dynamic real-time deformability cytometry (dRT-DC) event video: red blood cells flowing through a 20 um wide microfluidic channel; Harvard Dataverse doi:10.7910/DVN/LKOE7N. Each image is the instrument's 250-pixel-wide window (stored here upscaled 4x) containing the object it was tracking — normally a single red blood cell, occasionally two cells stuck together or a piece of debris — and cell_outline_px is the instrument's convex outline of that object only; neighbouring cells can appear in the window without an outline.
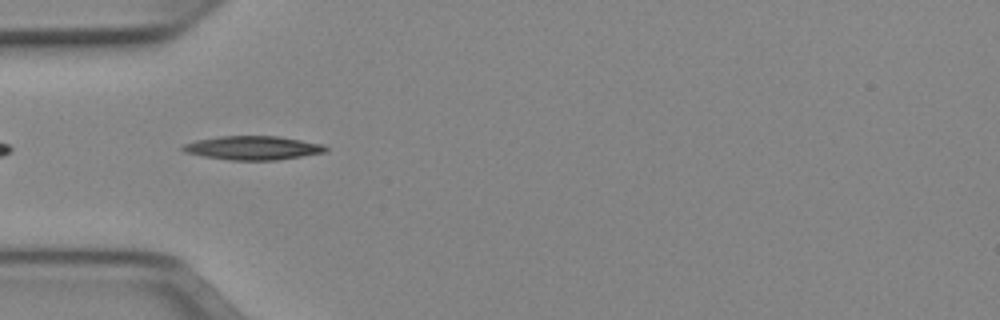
{"species": "Egyptian fruit bat (a non-hibernating species)", "species_latin": "Rousettus aegyptiacus", "temperature_condition": "cold", "stored_images_in_passage": 8, "segment_of_instrument_passage": [2, 2], "camera_frame_rate_fps": 3000, "um_per_image_px": 0.085, "animal": {"sex": "female"}, "frame": {"image": 1, "passage_image": 5, "time_ms": 1.333, "image_size_px": [1000, 320], "cell_outline_px": [[328, 152], [276, 160], [228, 160], [204, 156], [184, 152], [180, 148], [184, 144], [196, 140], [220, 136], [276, 136], [324, 144], [328, 148]], "centroid_in_image_um": [21.5, 12.57], "position_along_channel_um": 63.5, "area_um2": 19.83}}
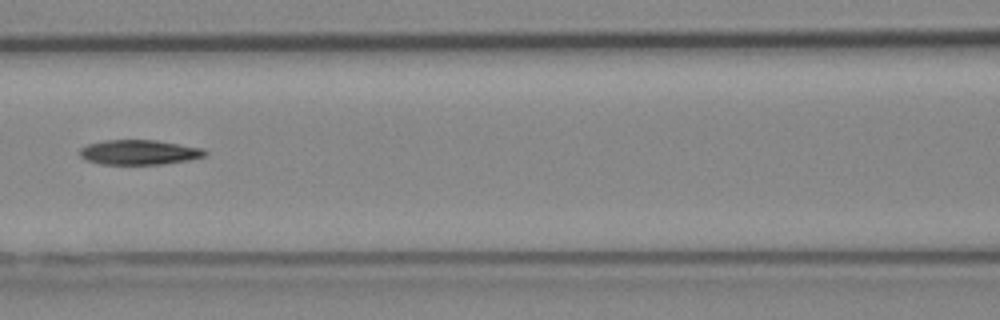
{"frame": {"image": 2, "passage_image": 7, "time_ms": 2.0, "image_size_px": [1000, 320], "cell_outline_px": [[208, 152], [204, 156], [188, 160], [164, 164], [100, 164], [84, 160], [80, 156], [80, 148], [88, 144], [104, 140], [156, 140], [200, 148]], "centroid_in_image_um": [11.78, 12.95], "position_along_channel_um": 154.8, "area_um2": 18.03}}
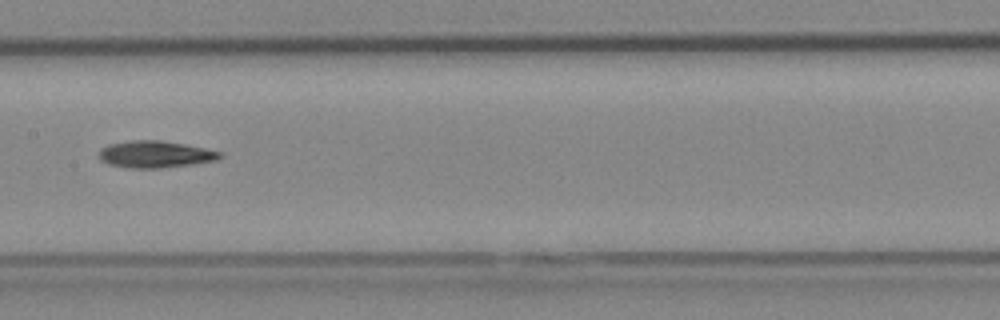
{"frame": {"image": 3, "passage_image": 8, "time_ms": 2.333, "image_size_px": [1000, 320], "cell_outline_px": [[224, 156], [216, 160], [192, 164], [160, 168], [124, 168], [108, 164], [100, 160], [100, 148], [108, 144], [132, 140], [160, 140], [184, 144], [224, 152]], "centroid_in_image_um": [13.19, 13.12], "position_along_channel_um": 194.2, "area_um2": 19.07}}